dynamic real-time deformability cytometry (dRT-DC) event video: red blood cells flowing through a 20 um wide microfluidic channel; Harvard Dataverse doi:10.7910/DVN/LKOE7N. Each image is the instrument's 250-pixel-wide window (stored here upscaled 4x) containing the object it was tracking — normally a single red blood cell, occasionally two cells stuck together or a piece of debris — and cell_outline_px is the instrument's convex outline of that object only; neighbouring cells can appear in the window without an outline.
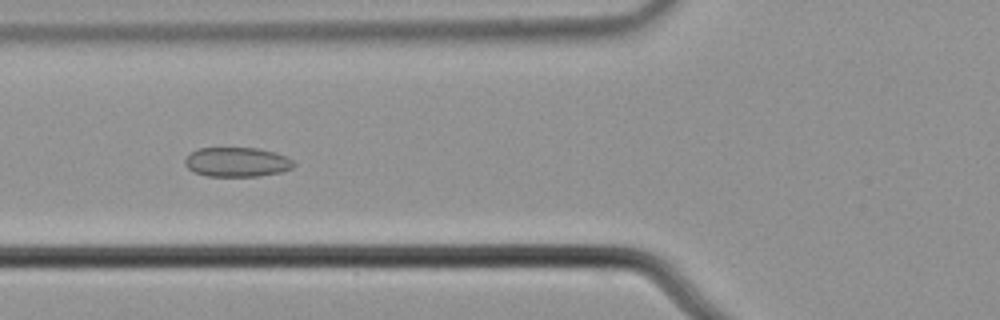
{"species": "common noctule bat (a hibernating species)", "species_latin": "Nyctalus noctula", "temperature_condition": "cold", "stored_images_in_passage": 6, "camera_frame_rate_fps": 3000, "um_per_image_px": 0.085, "animal": {"sex": "male", "body_mass_g": 21.5, "forearm_length_mm": 52.0}, "frame": {"image": 1, "passage_image": 5, "time_ms": 1.333, "image_size_px": [1000, 320], "cell_outline_px": [[296, 164], [292, 168], [284, 172], [260, 176], [208, 176], [192, 172], [184, 164], [184, 160], [192, 152], [200, 148], [260, 148], [276, 152], [288, 156]], "centroid_in_image_um": [20.19, 13.78], "position_along_channel_um": 105.6, "area_um2": 18.96}}
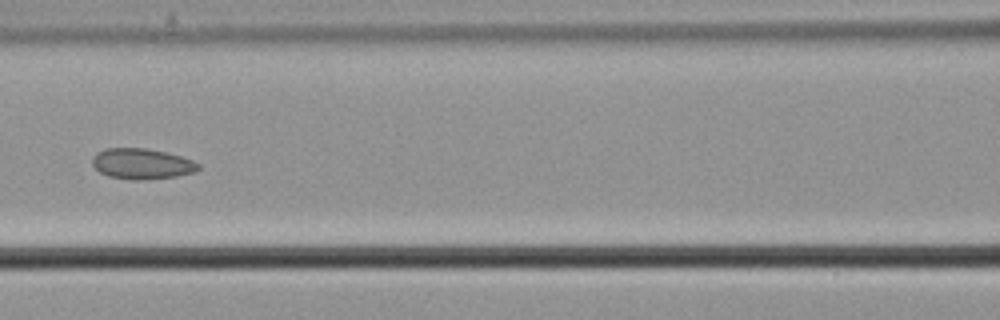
{"frame": {"image": 2, "passage_image": 6, "time_ms": 1.667, "image_size_px": [1000, 320], "cell_outline_px": [[200, 168], [196, 172], [176, 176], [140, 180], [132, 180], [108, 176], [100, 172], [92, 164], [92, 156], [96, 152], [104, 148], [144, 148], [164, 152], [180, 156], [192, 160], [200, 164]], "centroid_in_image_um": [12.04, 13.92], "position_along_channel_um": 154.6, "area_um2": 18.96}}